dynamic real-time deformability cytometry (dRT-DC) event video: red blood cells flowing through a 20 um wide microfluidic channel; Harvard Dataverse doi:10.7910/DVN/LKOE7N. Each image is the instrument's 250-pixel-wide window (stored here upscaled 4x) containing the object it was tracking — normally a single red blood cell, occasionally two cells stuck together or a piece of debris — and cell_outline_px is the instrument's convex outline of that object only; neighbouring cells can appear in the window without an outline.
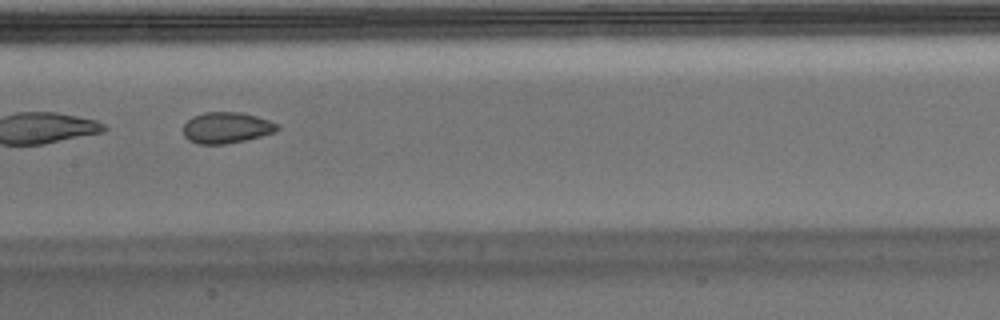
{"species": "Egyptian fruit bat (a non-hibernating species)", "species_latin": "Rousettus aegyptiacus", "temperature_condition": "warm", "stored_images_in_passage": 37, "camera_frame_rate_fps": 3000, "um_per_image_px": 0.085, "animal": {"sex": "male"}, "frame": {"image": 1, "passage_image": 11, "time_ms": 3.333, "image_size_px": [1000, 320], "cell_outline_px": [[280, 128], [272, 132], [260, 136], [244, 140], [224, 144], [200, 144], [188, 140], [184, 136], [184, 124], [192, 116], [204, 112], [240, 112], [256, 116], [280, 124]], "centroid_in_image_um": [19.23, 10.84], "position_along_channel_um": 188.2, "area_um2": 16.94}, "authors_computed_cell_mechanics": {"area_um2": 17.3978, "velocity_mm_per_s": 3.725, "shape_relaxation_time_tau1_ms": null, "shape_relaxation_time_tau2_ms": 1.369, "deformation_change_tau1": null, "deformation_change_tau2": 0.0501}}